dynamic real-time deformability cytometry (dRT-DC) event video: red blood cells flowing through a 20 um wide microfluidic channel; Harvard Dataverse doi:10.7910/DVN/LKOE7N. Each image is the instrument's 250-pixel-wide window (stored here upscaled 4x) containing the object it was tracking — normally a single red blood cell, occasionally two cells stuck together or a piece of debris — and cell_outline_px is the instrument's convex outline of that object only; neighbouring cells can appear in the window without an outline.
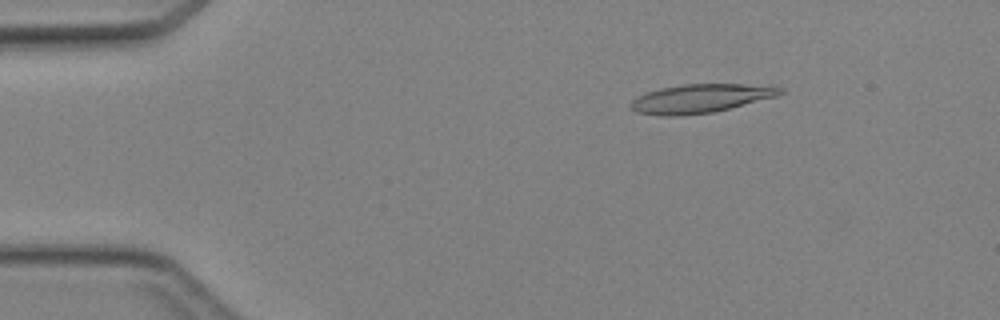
{"species": "Egyptian fruit bat (a non-hibernating species)", "species_latin": "Rousettus aegyptiacus", "temperature_condition": "cold", "stored_images_in_passage": 45, "camera_frame_rate_fps": 3000, "um_per_image_px": 0.085, "animal": {"sex": "female"}, "frame": {"image": 1, "passage_image": 7, "time_ms": 2.0, "image_size_px": [1000, 320], "cell_outline_px": [[784, 92], [776, 96], [712, 112], [680, 116], [664, 116], [636, 112], [628, 104], [632, 100], [648, 92], [660, 88], [684, 84], [744, 84], [784, 88]], "centroid_in_image_um": [59.5, 8.37], "position_along_channel_um": 25.5, "area_um2": 24.57}}
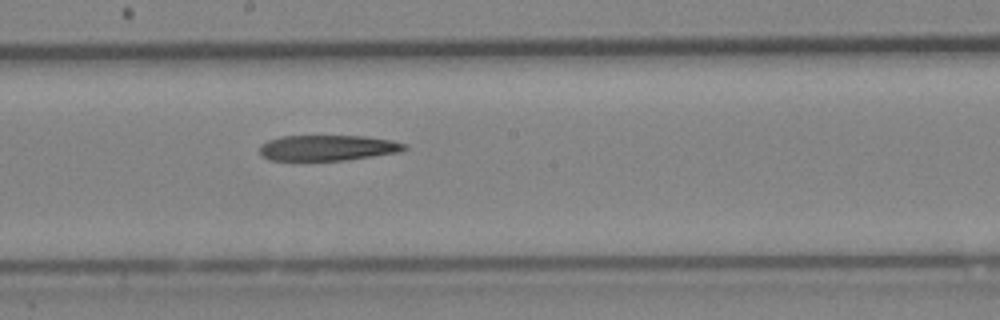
{"frame": {"image": 2, "passage_image": 25, "time_ms": 8.0, "image_size_px": [1000, 320], "cell_outline_px": [[408, 148], [400, 152], [344, 160], [268, 160], [260, 152], [260, 144], [268, 140], [280, 136], [364, 136], [392, 140], [408, 144]], "centroid_in_image_um": [27.87, 12.56], "position_along_channel_um": 220.3, "area_um2": 21.62}}
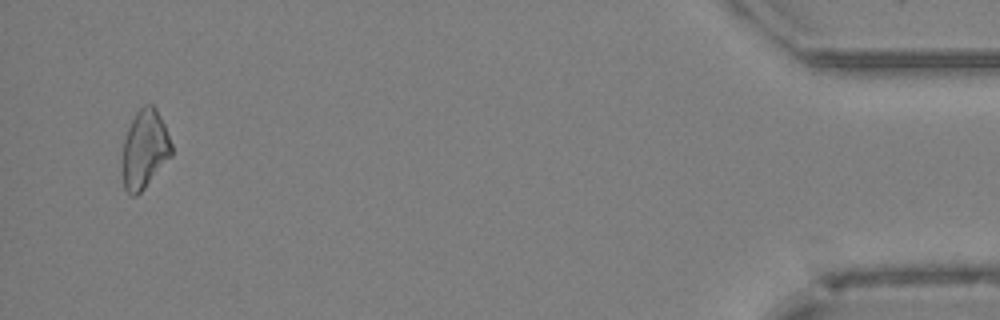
{"frame": {"image": 3, "passage_image": 44, "time_ms": 14.333, "image_size_px": [1000, 320], "cell_outline_px": [[172, 156], [144, 188], [136, 196], [132, 196], [124, 188], [124, 140], [128, 128], [136, 112], [144, 104], [152, 104], [156, 108], [164, 124], [172, 144]], "centroid_in_image_um": [12.33, 12.66], "position_along_channel_um": 422.9, "area_um2": 22.08}}